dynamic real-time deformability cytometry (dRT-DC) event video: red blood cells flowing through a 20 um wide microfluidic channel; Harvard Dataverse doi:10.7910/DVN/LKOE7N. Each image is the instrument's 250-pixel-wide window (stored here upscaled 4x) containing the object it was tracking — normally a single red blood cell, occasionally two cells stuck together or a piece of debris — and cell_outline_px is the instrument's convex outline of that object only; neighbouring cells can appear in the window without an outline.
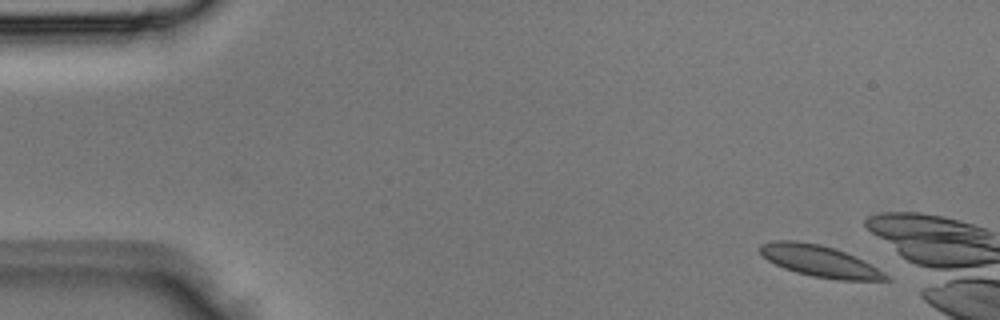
{"species": "Egyptian fruit bat (a non-hibernating species)", "species_latin": "Rousettus aegyptiacus", "temperature_condition": "room temperature", "stored_images_in_passage": 3, "camera_frame_rate_fps": 3000, "um_per_image_px": 0.085, "animal": {"sex": "male"}, "frame": {"image": 1, "passage_image": 1, "time_ms": 0.0, "image_size_px": [1000, 320], "cell_outline_px": [[892, 280], [840, 280], [812, 276], [796, 272], [784, 268], [768, 260], [760, 252], [760, 244], [776, 240], [796, 240], [820, 244], [844, 252], [864, 260], [884, 272]], "centroid_in_image_um": [69.68, 22.19], "position_along_channel_um": 15.3, "area_um2": 22.83}}